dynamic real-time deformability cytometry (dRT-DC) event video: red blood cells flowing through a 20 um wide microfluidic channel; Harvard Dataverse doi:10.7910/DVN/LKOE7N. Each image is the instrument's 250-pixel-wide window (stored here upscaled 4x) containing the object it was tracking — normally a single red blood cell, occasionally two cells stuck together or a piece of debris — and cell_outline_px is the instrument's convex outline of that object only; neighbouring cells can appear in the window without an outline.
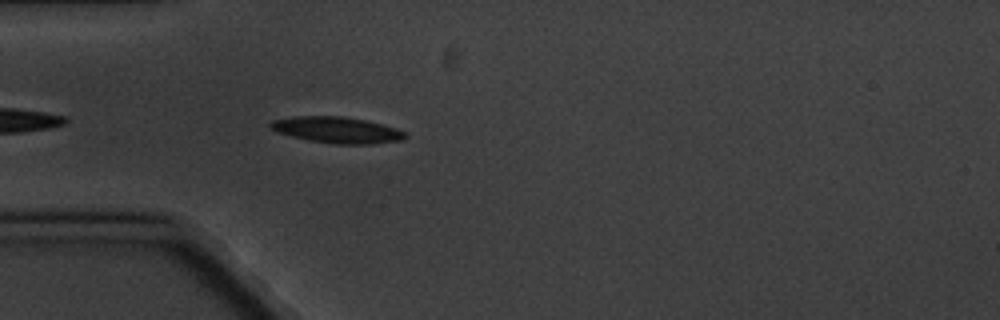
{"species": "common noctule bat (a hibernating species)", "species_latin": "Nyctalus noctula", "temperature_condition": "cold", "stored_images_in_passage": 4, "camera_frame_rate_fps": 3000, "um_per_image_px": 0.085, "animal": {"sex": "male", "body_mass_g": 20.1, "forearm_length_mm": 53.5}, "frame": {"image": 1, "passage_image": 4, "time_ms": 4.333, "image_size_px": [1000, 320], "cell_outline_px": [[408, 136], [404, 140], [372, 144], [336, 144], [308, 140], [276, 132], [268, 128], [268, 124], [272, 120], [292, 116], [344, 116], [364, 120], [396, 128], [404, 132]], "centroid_in_image_um": [28.6, 11.05], "position_along_channel_um": 56.4, "area_um2": 20.69}}